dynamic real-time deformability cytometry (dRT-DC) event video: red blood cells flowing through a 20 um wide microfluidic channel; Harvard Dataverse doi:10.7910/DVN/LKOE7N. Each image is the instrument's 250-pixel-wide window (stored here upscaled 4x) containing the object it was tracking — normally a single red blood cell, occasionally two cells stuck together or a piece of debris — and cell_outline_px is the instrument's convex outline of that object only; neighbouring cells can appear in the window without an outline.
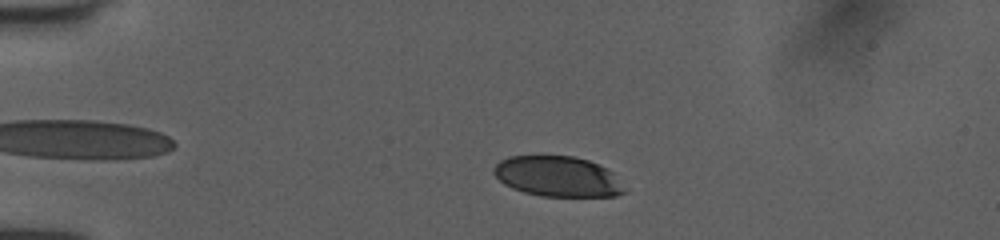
{"species": "human", "species_latin": "Homo sapiens", "temperature_condition": "room temperature", "stored_images_in_passage": 48, "camera_frame_rate_fps": 3000, "um_per_image_px": 0.085, "donor": {"sex": "female"}, "frame": {"image": 1, "passage_image": 8, "time_ms": 2.333, "image_size_px": [1000, 240], "cell_outline_px": [[624, 192], [616, 196], [540, 196], [524, 192], [512, 188], [504, 184], [492, 172], [492, 168], [500, 160], [508, 156], [572, 156], [588, 160], [608, 168], [612, 172]], "centroid_in_image_um": [47.34, 14.99], "position_along_channel_um": 37.7, "area_um2": 30.52}}
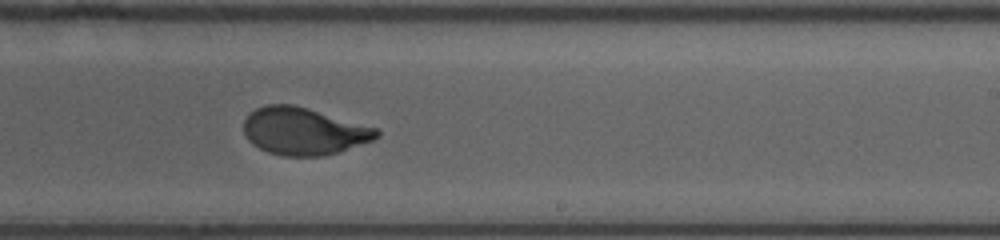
{"frame": {"image": 2, "passage_image": 29, "time_ms": 9.333, "image_size_px": [1000, 240], "cell_outline_px": [[380, 136], [372, 140], [340, 152], [324, 156], [284, 156], [268, 152], [252, 144], [248, 140], [244, 132], [244, 120], [256, 108], [268, 104], [292, 104], [376, 128], [380, 132]], "centroid_in_image_um": [25.8, 11.17], "position_along_channel_um": 263.2, "area_um2": 36.3}}
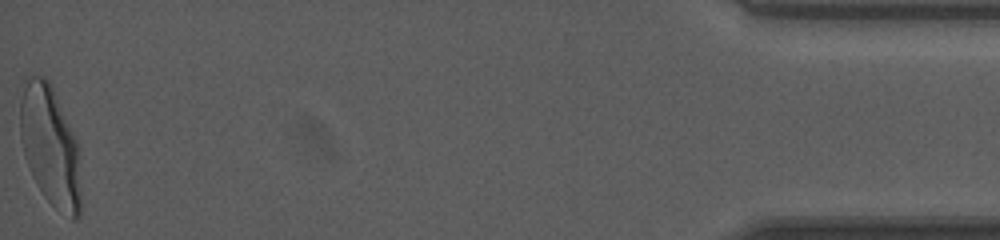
{"frame": {"image": 3, "passage_image": 48, "time_ms": 15.667, "image_size_px": [1000, 240], "cell_outline_px": [[80, 216], [76, 220], [72, 220], [56, 208], [44, 196], [32, 176], [24, 156], [20, 140], [20, 100], [24, 88], [28, 80], [32, 76], [44, 76], [48, 80], [52, 88], [76, 140], [80, 152]], "centroid_in_image_um": [4.27, 12.48], "position_along_channel_um": 430.9, "area_um2": 42.25}, "authors_computed_cell_mechanics": {"area_um2": 37.0209, "velocity_mm_per_s": 4.0122, "shape_relaxation_time_tau1_ms": 3.4453, "shape_relaxation_time_tau2_ms": null, "deformation_change_tau1": 0.1882, "deformation_change_tau2": null}}